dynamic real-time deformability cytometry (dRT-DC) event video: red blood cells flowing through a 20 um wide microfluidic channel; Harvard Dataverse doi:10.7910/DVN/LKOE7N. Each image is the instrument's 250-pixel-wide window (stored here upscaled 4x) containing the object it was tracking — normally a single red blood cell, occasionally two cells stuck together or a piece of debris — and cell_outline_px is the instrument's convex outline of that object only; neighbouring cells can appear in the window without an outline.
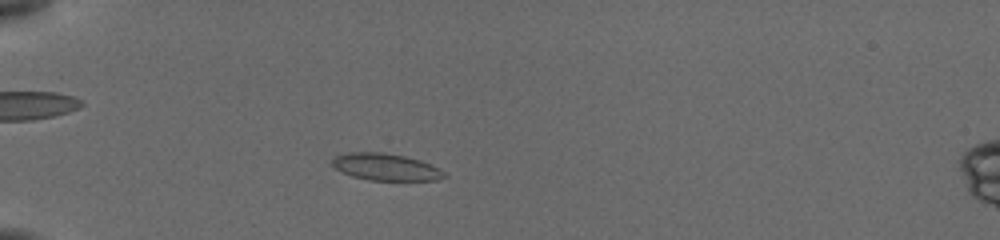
{"species": "common noctule bat (a hibernating species)", "species_latin": "Nyctalus noctula", "temperature_condition": "cold", "stored_images_in_passage": 30, "camera_frame_rate_fps": 3000, "um_per_image_px": 0.085, "animal": {"sex": "female", "body_mass_g": 19.5, "forearm_length_mm": 54.1}, "frame": {"image": 1, "passage_image": 5, "time_ms": 3.0, "image_size_px": [1000, 240], "cell_outline_px": [[448, 176], [436, 180], [368, 180], [352, 176], [340, 172], [332, 164], [332, 156], [348, 152], [380, 152], [404, 156], [420, 160], [444, 172]], "centroid_in_image_um": [32.72, 14.19], "position_along_channel_um": 52.3, "area_um2": 17.51}}
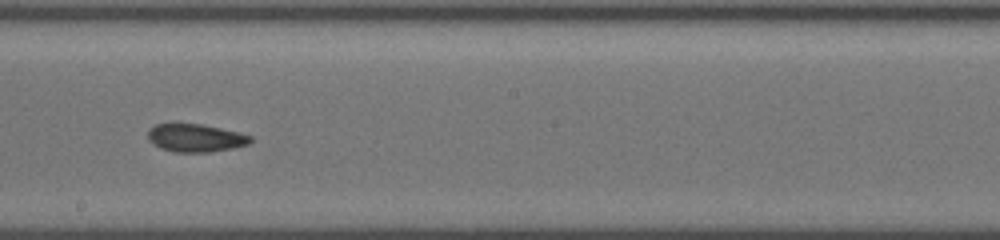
{"frame": {"image": 2, "passage_image": 15, "time_ms": 8.333, "image_size_px": [1000, 240], "cell_outline_px": [[252, 140], [248, 144], [232, 148], [212, 152], [172, 152], [160, 148], [148, 140], [148, 132], [156, 124], [200, 124], [220, 128], [252, 136]], "centroid_in_image_um": [16.61, 11.74], "position_along_channel_um": 231.6, "area_um2": 16.53}}
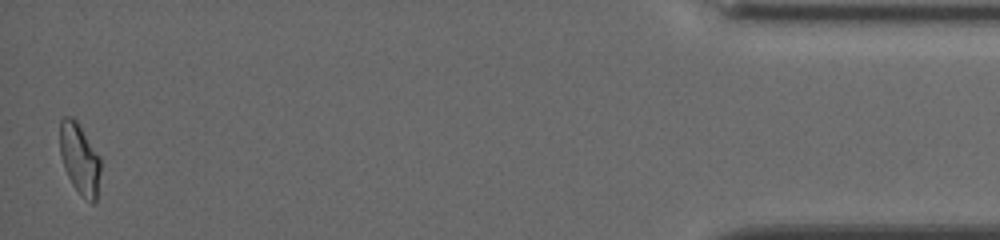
{"frame": {"image": 3, "passage_image": 30, "time_ms": 15.333, "image_size_px": [1000, 240], "cell_outline_px": [[100, 172], [96, 200], [92, 204], [80, 196], [72, 184], [64, 168], [60, 152], [60, 120], [64, 116], [72, 116], [76, 120], [100, 156]], "centroid_in_image_um": [6.77, 13.51], "position_along_channel_um": 428.4, "area_um2": 16.88}, "authors_computed_cell_mechanics": {"area_um2": 17.1088, "velocity_mm_per_s": 3.8589, "shape_relaxation_time_tau1_ms": 3.7786, "shape_relaxation_time_tau2_ms": 3.8691, "deformation_change_tau1": 0.1058, "deformation_change_tau2": 0.092}}